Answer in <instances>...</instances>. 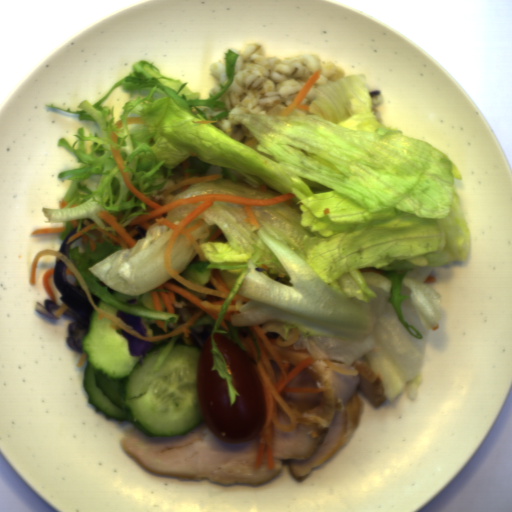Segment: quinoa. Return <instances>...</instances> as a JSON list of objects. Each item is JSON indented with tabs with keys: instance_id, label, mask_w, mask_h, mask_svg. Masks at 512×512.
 <instances>
[{
	"instance_id": "obj_1",
	"label": "quinoa",
	"mask_w": 512,
	"mask_h": 512,
	"mask_svg": "<svg viewBox=\"0 0 512 512\" xmlns=\"http://www.w3.org/2000/svg\"><path fill=\"white\" fill-rule=\"evenodd\" d=\"M234 78L228 89L218 97L225 108L211 109L197 106L207 119L222 112L228 115L215 123L216 127L232 139L247 144L252 132L234 119L235 114L277 115L287 108L315 72L321 70L318 79L299 104L311 105L317 98V87L344 78L346 71L331 60H322L315 54L288 55L283 59L260 55L263 47L249 43L238 51Z\"/></svg>"
},
{
	"instance_id": "obj_2",
	"label": "quinoa",
	"mask_w": 512,
	"mask_h": 512,
	"mask_svg": "<svg viewBox=\"0 0 512 512\" xmlns=\"http://www.w3.org/2000/svg\"><path fill=\"white\" fill-rule=\"evenodd\" d=\"M210 74L217 79V84L209 89L210 93L214 96L218 94L223 88L220 84L226 85L229 82V76L226 72L225 58L217 62H211L209 65Z\"/></svg>"
},
{
	"instance_id": "obj_3",
	"label": "quinoa",
	"mask_w": 512,
	"mask_h": 512,
	"mask_svg": "<svg viewBox=\"0 0 512 512\" xmlns=\"http://www.w3.org/2000/svg\"><path fill=\"white\" fill-rule=\"evenodd\" d=\"M384 96L383 95H378V96H375L374 98H371L372 100V111L376 117V119L382 124L383 122V117H382V114H381V111L378 110V107L380 104L383 103L384 101Z\"/></svg>"
}]
</instances>
